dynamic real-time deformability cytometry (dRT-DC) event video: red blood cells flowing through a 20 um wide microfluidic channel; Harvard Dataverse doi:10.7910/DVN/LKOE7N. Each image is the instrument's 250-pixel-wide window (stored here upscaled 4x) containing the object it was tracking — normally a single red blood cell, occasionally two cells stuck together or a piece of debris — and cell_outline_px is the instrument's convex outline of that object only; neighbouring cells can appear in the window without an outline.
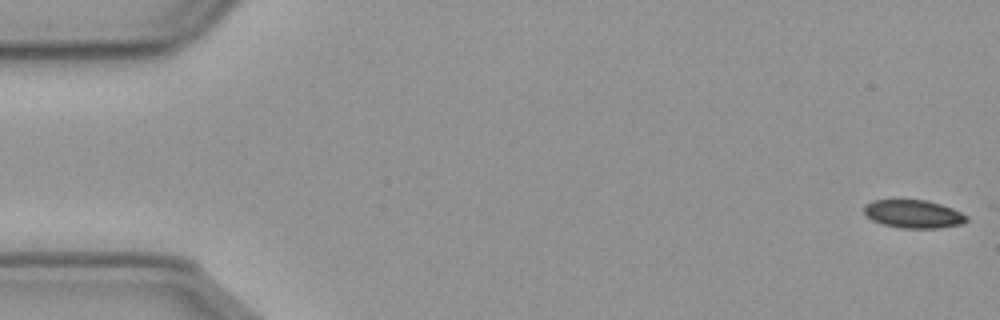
{"species": "common noctule bat (a hibernating species)", "species_latin": "Nyctalus noctula", "temperature_condition": "cold", "stored_images_in_passage": 9, "camera_frame_rate_fps": 3000, "um_per_image_px": 0.085, "animal": {"sex": "male", "body_mass_g": 23.1, "forearm_length_mm": 52.7}, "frame": {"image": 1, "passage_image": 1, "time_ms": 0.0, "image_size_px": [1000, 320], "cell_outline_px": [[968, 220], [960, 224], [940, 228], [900, 228], [884, 224], [872, 220], [864, 212], [864, 204], [872, 200], [928, 200], [952, 208], [968, 216]], "centroid_in_image_um": [77.64, 18.18], "position_along_channel_um": 7.4, "area_um2": 16.76}}